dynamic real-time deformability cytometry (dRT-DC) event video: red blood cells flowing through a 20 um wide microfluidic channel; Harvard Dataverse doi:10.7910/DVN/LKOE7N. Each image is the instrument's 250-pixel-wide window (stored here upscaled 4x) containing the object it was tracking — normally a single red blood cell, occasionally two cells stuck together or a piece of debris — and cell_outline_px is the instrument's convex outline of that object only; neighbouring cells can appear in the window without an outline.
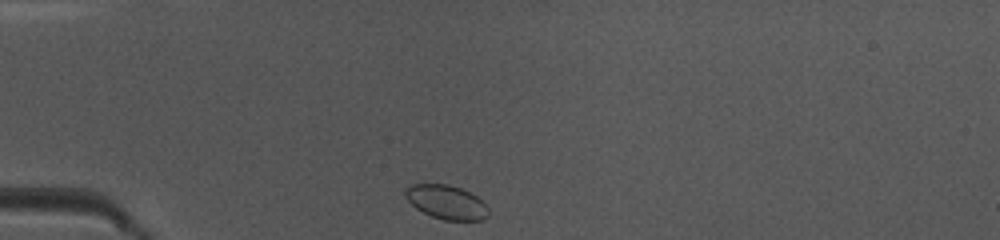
{"species": "common noctule bat (a hibernating species)", "species_latin": "Nyctalus noctula", "temperature_condition": "warm", "stored_images_in_passage": 36, "camera_frame_rate_fps": 3000, "um_per_image_px": 0.085, "animal": {"sex": "female", "body_mass_g": 10.0, "forearm_length_mm": 53.1}, "frame": {"image": 1, "passage_image": 1, "time_ms": 0.0, "image_size_px": [1000, 240], "cell_outline_px": [[488, 216], [480, 220], [444, 220], [432, 216], [416, 208], [404, 196], [404, 192], [412, 184], [448, 184], [460, 188], [476, 196], [488, 208]], "centroid_in_image_um": [37.93, 17.18], "position_along_channel_um": 47.1, "area_um2": 16.18}}
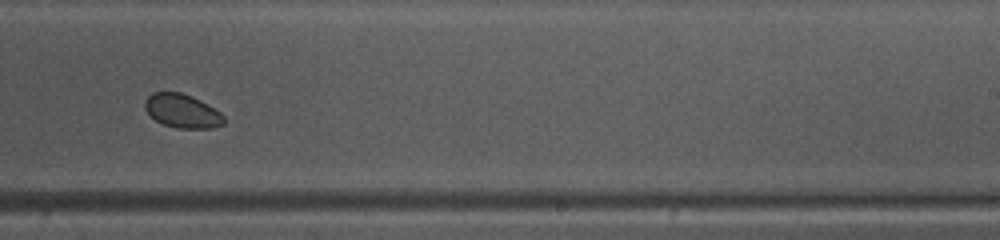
{"frame": {"image": 2, "passage_image": 19, "time_ms": 6.0, "image_size_px": [1000, 240], "cell_outline_px": [[224, 124], [212, 128], [176, 128], [164, 124], [156, 120], [144, 108], [144, 100], [152, 92], [180, 92], [192, 96], [200, 100], [220, 112], [224, 116]], "centroid_in_image_um": [15.48, 9.42], "position_along_channel_um": 273.5, "area_um2": 15.49}}
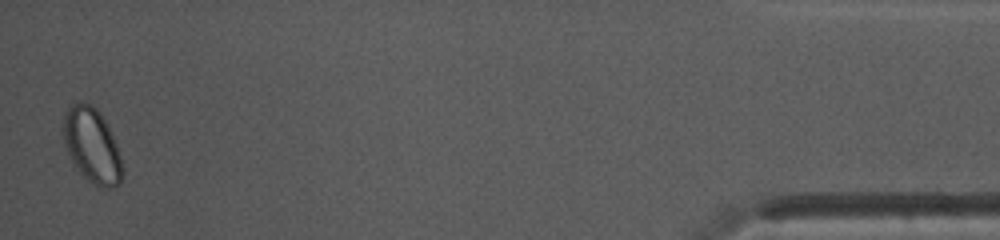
{"frame": {"image": 3, "passage_image": 36, "time_ms": 11.667, "image_size_px": [1000, 240], "cell_outline_px": [[124, 176], [120, 184], [112, 188], [96, 188], [80, 172], [72, 160], [64, 144], [60, 128], [64, 112], [72, 104], [80, 100], [92, 104], [100, 112], [116, 144], [120, 156], [124, 172]], "centroid_in_image_um": [7.79, 12.36], "position_along_channel_um": 427.4, "area_um2": 26.24}}